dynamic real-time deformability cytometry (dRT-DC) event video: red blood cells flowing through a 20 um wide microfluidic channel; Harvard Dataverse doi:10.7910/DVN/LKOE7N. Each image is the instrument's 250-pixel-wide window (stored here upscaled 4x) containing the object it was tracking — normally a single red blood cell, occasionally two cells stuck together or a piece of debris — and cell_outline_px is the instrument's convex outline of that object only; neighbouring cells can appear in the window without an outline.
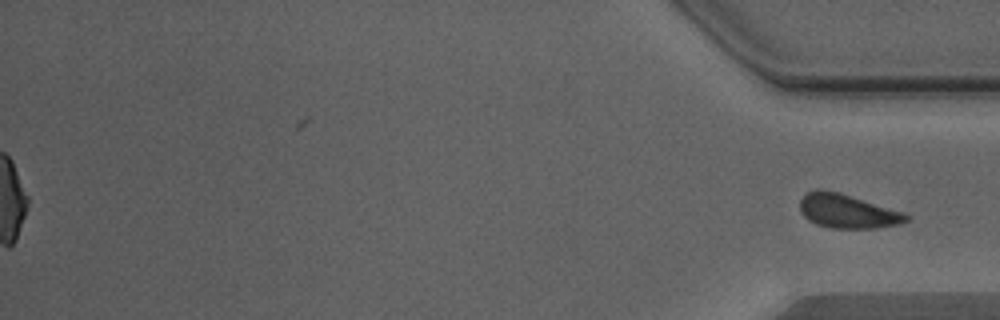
{"species": "Egyptian fruit bat (a non-hibernating species)", "species_latin": "Rousettus aegyptiacus", "temperature_condition": "warm", "stored_images_in_passage": 42, "segment_of_instrument_passage": [2, 2], "camera_frame_rate_fps": 3000, "um_per_image_px": 0.085, "animal": {"sex": "male"}, "frame": {"image": 1, "passage_image": 42, "time_ms": 13.667, "image_size_px": [1000, 320], "cell_outline_px": [[912, 216], [908, 220], [900, 224], [876, 228], [828, 228], [816, 224], [808, 220], [800, 212], [800, 200], [808, 192], [816, 188], [820, 188], [840, 192], [908, 212]], "centroid_in_image_um": [72.09, 17.94], "position_along_channel_um": 363.1, "area_um2": 21.68}}